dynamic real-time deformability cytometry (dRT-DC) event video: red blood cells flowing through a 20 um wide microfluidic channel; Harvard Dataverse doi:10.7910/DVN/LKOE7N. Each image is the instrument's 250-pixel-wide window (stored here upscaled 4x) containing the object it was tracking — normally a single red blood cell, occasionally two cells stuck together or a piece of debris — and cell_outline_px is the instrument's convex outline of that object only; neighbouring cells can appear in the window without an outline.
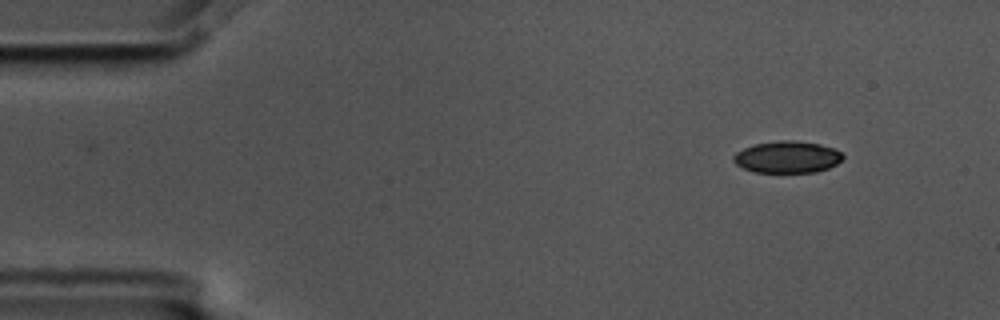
{"species": "common noctule bat (a hibernating species)", "species_latin": "Nyctalus noctula", "temperature_condition": "cold", "stored_images_in_passage": 4, "camera_frame_rate_fps": 3000, "um_per_image_px": 0.085, "animal": {"sex": "male", "body_mass_g": 17.5, "forearm_length_mm": 52.3}, "frame": {"image": 1, "passage_image": 1, "time_ms": 0.0, "image_size_px": [1000, 320], "cell_outline_px": [[844, 156], [836, 164], [828, 168], [816, 172], [756, 172], [744, 168], [736, 164], [732, 160], [732, 156], [736, 152], [744, 148], [756, 144], [780, 140], [796, 140], [820, 144], [832, 148], [840, 152]], "centroid_in_image_um": [66.9, 13.34], "position_along_channel_um": 18.1, "area_um2": 20.17}}
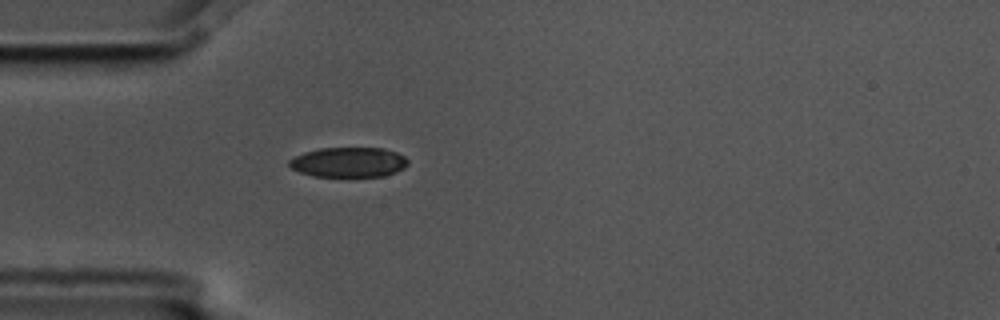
{"frame": {"image": 2, "passage_image": 4, "time_ms": 1.0, "image_size_px": [1000, 320], "cell_outline_px": [[408, 164], [404, 168], [396, 172], [384, 176], [312, 176], [300, 172], [292, 168], [288, 164], [288, 160], [304, 152], [320, 148], [384, 148], [396, 152], [404, 156], [408, 160]], "centroid_in_image_um": [29.64, 13.78], "position_along_channel_um": 55.4, "area_um2": 20.69}}